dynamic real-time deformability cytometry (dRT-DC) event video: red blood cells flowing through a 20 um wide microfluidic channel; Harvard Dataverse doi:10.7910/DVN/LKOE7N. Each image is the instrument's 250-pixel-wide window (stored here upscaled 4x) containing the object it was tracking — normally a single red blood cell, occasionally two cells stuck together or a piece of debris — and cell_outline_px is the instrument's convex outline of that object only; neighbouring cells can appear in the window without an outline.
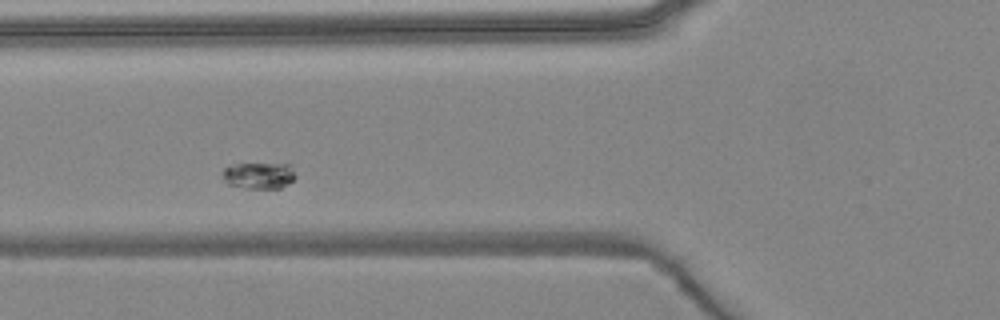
{"species": "common noctule bat (a hibernating species)", "species_latin": "Nyctalus noctula", "temperature_condition": "warm", "stored_images_in_passage": 7, "segment_of_instrument_passage": [1, 2], "camera_frame_rate_fps": 3000, "um_per_image_px": 0.085, "animal": {"sex": "female", "body_mass_g": 24.6, "forearm_length_mm": 56.2}, "frame": {"image": 1, "passage_image": 3, "time_ms": 2.667, "image_size_px": [1000, 320], "cell_outline_px": [[296, 176], [292, 180], [280, 188], [248, 188], [228, 184], [224, 176], [224, 168], [228, 164], [292, 164]], "centroid_in_image_um": [22.04, 14.9], "position_along_channel_um": 103.8, "area_um2": 11.1}}
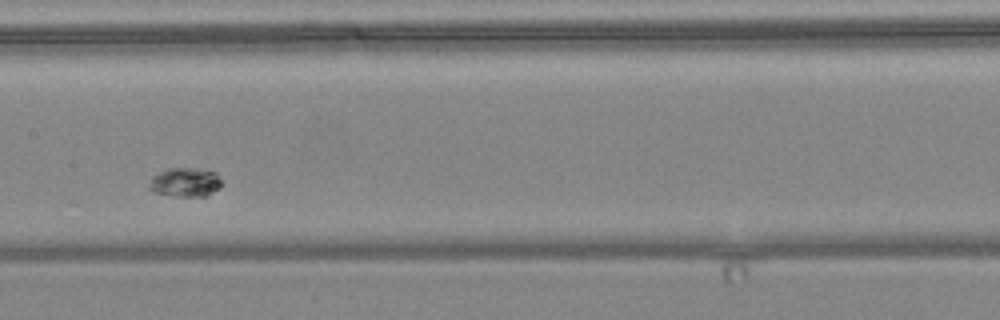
{"frame": {"image": 2, "passage_image": 5, "time_ms": 5.0, "image_size_px": [1000, 320], "cell_outline_px": [[220, 188], [204, 196], [180, 196], [156, 192], [148, 188], [152, 176], [168, 168], [192, 168], [216, 172], [220, 180]], "centroid_in_image_um": [15.74, 15.48], "position_along_channel_um": 191.7, "area_um2": 11.96}}
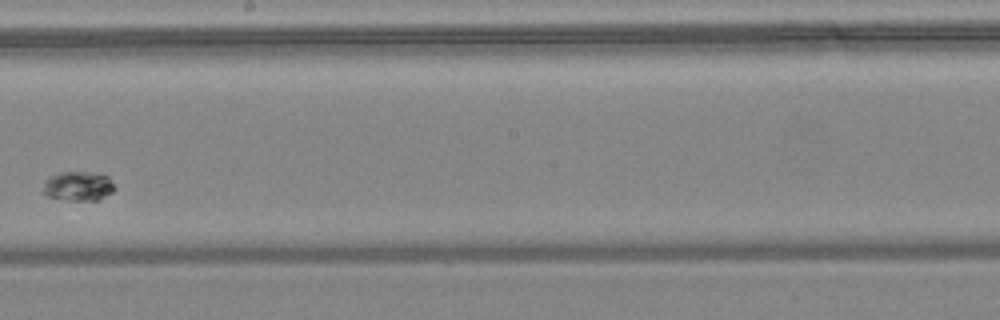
{"frame": {"image": 3, "passage_image": 6, "time_ms": 6.333, "image_size_px": [1000, 320], "cell_outline_px": [[116, 188], [112, 192], [100, 200], [68, 200], [48, 196], [40, 192], [44, 180], [60, 172], [96, 172], [108, 176]], "centroid_in_image_um": [6.64, 15.82], "position_along_channel_um": 241.6, "area_um2": 12.48}}